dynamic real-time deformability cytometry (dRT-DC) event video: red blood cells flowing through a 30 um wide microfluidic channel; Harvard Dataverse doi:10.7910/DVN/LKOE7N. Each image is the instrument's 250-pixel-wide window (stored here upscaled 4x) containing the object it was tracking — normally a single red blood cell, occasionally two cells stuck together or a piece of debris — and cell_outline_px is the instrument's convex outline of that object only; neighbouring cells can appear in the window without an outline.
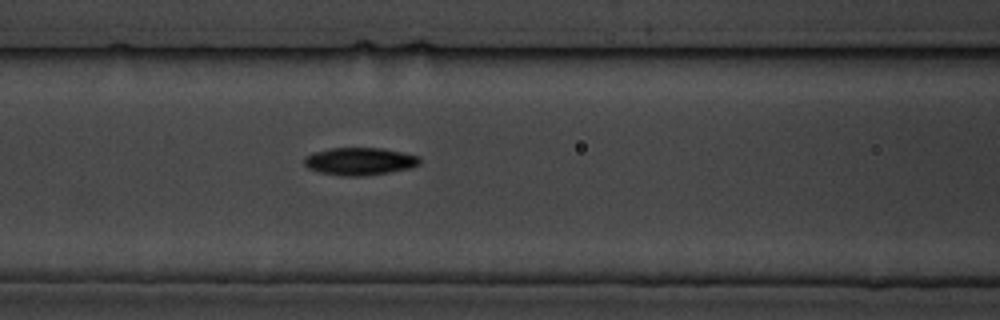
{"species": "common noctule bat (a hibernating species)", "species_latin": "Nyctalus noctula", "temperature_condition": "cold", "stored_images_in_passage": 3, "camera_frame_rate_fps": 3000, "um_per_image_px": 0.085, "animal": {"sex": "male", "body_mass_g": 19.5, "forearm_length_mm": 54.6}, "frame": {"image": 1, "passage_image": 3, "time_ms": 2.0, "image_size_px": [1000, 320], "cell_outline_px": [[420, 164], [412, 168], [364, 176], [340, 176], [320, 172], [308, 168], [304, 164], [304, 156], [312, 152], [332, 148], [380, 148], [404, 152], [420, 156]], "centroid_in_image_um": [30.58, 13.71], "position_along_channel_um": 136.0, "area_um2": 18.73}}